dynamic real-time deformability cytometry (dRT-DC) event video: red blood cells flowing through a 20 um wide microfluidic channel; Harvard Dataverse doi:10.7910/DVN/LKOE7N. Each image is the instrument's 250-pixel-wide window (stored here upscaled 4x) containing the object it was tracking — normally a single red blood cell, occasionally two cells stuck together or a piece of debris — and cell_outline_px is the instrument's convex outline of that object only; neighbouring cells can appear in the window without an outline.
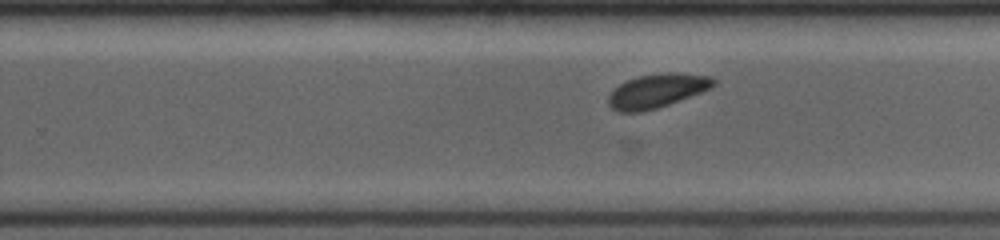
{"species": "common noctule bat (a hibernating species)", "species_latin": "Nyctalus noctula", "temperature_condition": "room temperature", "stored_images_in_passage": 33, "camera_frame_rate_fps": 4000, "um_per_image_px": 0.085, "animal": {"sex": "female", "body_mass_g": 19.0, "forearm_length_mm": 53.3}, "frame": {"image": 1, "passage_image": 20, "time_ms": 6.75, "image_size_px": [1000, 240], "cell_outline_px": [[716, 84], [712, 88], [668, 104], [656, 108], [640, 112], [616, 112], [608, 104], [608, 96], [620, 84], [628, 80], [640, 76], [668, 72], [676, 72], [712, 76], [716, 80]], "centroid_in_image_um": [55.87, 7.71], "position_along_channel_um": 273.9, "area_um2": 20.63}}
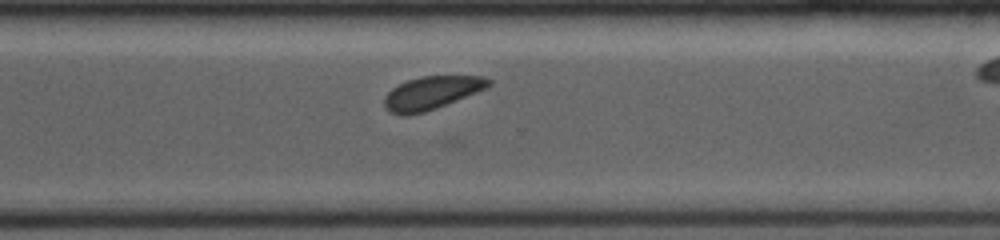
{"frame": {"image": 2, "passage_image": 24, "time_ms": 8.25, "image_size_px": [1000, 240], "cell_outline_px": [[492, 84], [488, 88], [436, 108], [424, 112], [408, 116], [400, 116], [388, 112], [384, 108], [384, 96], [392, 88], [408, 80], [420, 76], [484, 76], [492, 80]], "centroid_in_image_um": [36.67, 7.91], "position_along_channel_um": 333.9, "area_um2": 20.35}}